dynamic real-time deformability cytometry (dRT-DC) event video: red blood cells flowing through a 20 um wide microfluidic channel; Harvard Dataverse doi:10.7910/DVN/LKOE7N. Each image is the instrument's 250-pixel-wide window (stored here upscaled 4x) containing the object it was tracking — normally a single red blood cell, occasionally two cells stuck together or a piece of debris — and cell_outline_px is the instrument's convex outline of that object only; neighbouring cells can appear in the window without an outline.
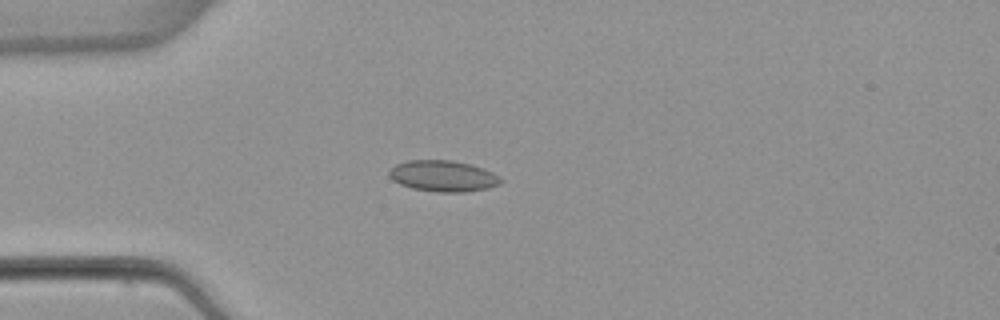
{"species": "common noctule bat (a hibernating species)", "species_latin": "Nyctalus noctula", "temperature_condition": "warm", "stored_images_in_passage": 4, "camera_frame_rate_fps": 3000, "um_per_image_px": 0.085, "animal": {"sex": "female", "body_mass_g": 22.7, "forearm_length_mm": 54.2}, "frame": {"image": 1, "passage_image": 3, "time_ms": 2.667, "image_size_px": [1000, 320], "cell_outline_px": [[504, 180], [500, 184], [488, 188], [464, 192], [436, 192], [412, 188], [400, 184], [392, 180], [388, 176], [388, 172], [396, 164], [408, 160], [452, 160], [484, 168], [500, 176]], "centroid_in_image_um": [37.67, 14.96], "position_along_channel_um": 47.3, "area_um2": 20.35}}